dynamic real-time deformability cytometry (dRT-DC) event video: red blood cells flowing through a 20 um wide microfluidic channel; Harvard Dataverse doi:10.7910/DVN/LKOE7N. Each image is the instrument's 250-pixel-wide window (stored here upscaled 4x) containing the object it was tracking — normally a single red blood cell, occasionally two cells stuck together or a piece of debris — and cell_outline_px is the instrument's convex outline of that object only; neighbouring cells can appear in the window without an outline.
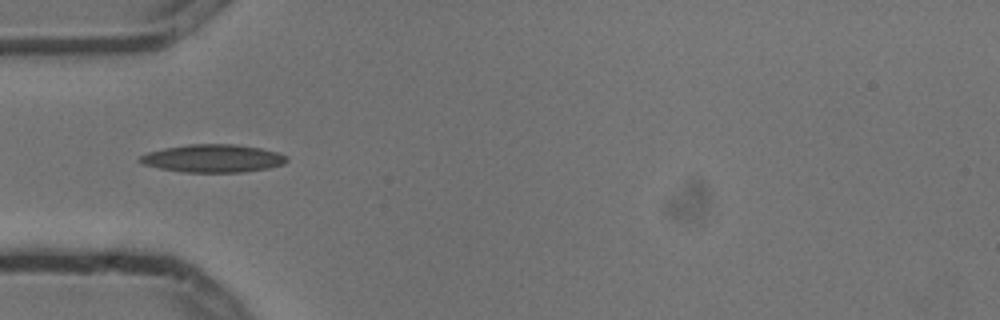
{"species": "common noctule bat (a hibernating species)", "species_latin": "Nyctalus noctula", "temperature_condition": "cold", "stored_images_in_passage": 5, "camera_frame_rate_fps": 3000, "um_per_image_px": 0.085, "animal": {"sex": "male", "body_mass_g": 13.3}, "frame": {"image": 1, "passage_image": 4, "time_ms": 1.0, "image_size_px": [1000, 320], "cell_outline_px": [[288, 160], [284, 164], [268, 168], [240, 172], [184, 172], [160, 168], [144, 164], [136, 160], [140, 156], [148, 152], [164, 148], [188, 144], [236, 144], [260, 148], [276, 152], [288, 156]], "centroid_in_image_um": [18.1, 13.46], "position_along_channel_um": 66.9, "area_um2": 23.81}}
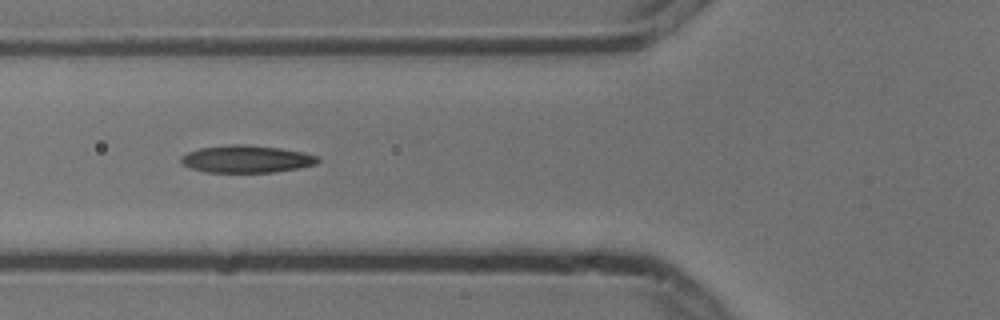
{"frame": {"image": 2, "passage_image": 5, "time_ms": 1.333, "image_size_px": [1000, 320], "cell_outline_px": [[320, 160], [316, 164], [300, 168], [276, 172], [204, 172], [188, 168], [180, 164], [180, 156], [188, 152], [200, 148], [232, 144], [244, 144], [280, 148], [320, 156]], "centroid_in_image_um": [20.92, 13.52], "position_along_channel_um": 104.9, "area_um2": 22.02}}